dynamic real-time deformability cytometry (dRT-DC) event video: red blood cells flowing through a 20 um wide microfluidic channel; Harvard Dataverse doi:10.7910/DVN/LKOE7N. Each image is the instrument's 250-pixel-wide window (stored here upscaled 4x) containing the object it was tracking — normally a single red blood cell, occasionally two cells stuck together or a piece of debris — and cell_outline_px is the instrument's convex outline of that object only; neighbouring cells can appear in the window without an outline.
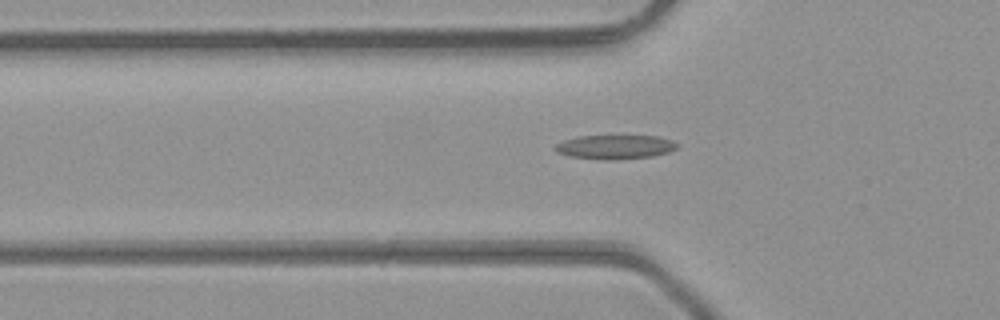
{"species": "common noctule bat (a hibernating species)", "species_latin": "Nyctalus noctula", "temperature_condition": "room temperature", "stored_images_in_passage": 5, "camera_frame_rate_fps": 3000, "um_per_image_px": 0.085, "animal": {"sex": "male", "body_mass_g": 23.1, "forearm_length_mm": 52.7}, "frame": {"image": 1, "passage_image": 5, "time_ms": 1.333, "image_size_px": [1000, 320], "cell_outline_px": [[680, 144], [676, 148], [668, 152], [652, 156], [616, 160], [604, 160], [568, 156], [556, 152], [552, 148], [556, 144], [564, 140], [580, 136], [656, 136], [672, 140]], "centroid_in_image_um": [52.26, 12.5], "position_along_channel_um": 73.5, "area_um2": 17.22}}